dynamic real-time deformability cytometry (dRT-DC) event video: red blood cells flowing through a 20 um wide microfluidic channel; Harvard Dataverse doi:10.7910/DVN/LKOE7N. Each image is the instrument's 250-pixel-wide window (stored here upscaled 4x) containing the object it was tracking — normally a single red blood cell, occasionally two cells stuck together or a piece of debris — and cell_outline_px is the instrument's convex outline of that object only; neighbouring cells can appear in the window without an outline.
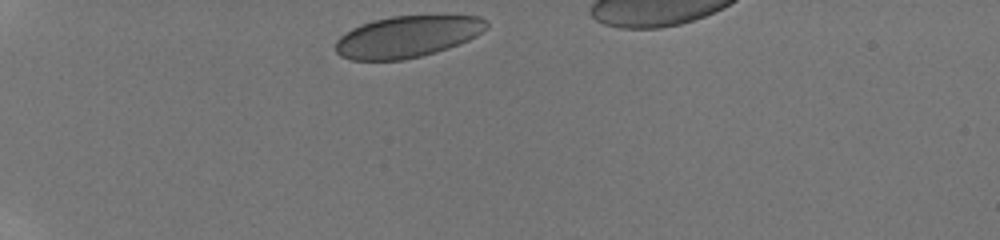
{"species": "human", "species_latin": "Homo sapiens", "temperature_condition": "room temperature", "stored_images_in_passage": 26, "camera_frame_rate_fps": 3000, "um_per_image_px": 0.085, "donor": {"sex": "male"}, "frame": {"image": 1, "passage_image": 1, "time_ms": 0.0, "image_size_px": [1000, 240], "cell_outline_px": [[488, 28], [476, 36], [468, 40], [448, 48], [420, 56], [404, 60], [352, 60], [340, 56], [336, 52], [336, 40], [344, 32], [360, 24], [372, 20], [392, 16], [480, 16], [488, 20]], "centroid_in_image_um": [34.61, 3.11], "position_along_channel_um": 50.4, "area_um2": 36.65}}
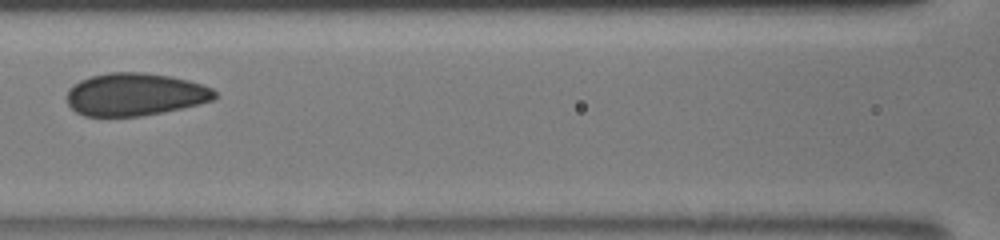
{"frame": {"image": 2, "passage_image": 9, "time_ms": 3.667, "image_size_px": [1000, 240], "cell_outline_px": [[216, 96], [212, 100], [200, 104], [164, 112], [140, 116], [84, 116], [76, 112], [68, 104], [68, 88], [72, 84], [80, 80], [92, 76], [108, 72], [144, 72], [172, 76], [188, 80], [212, 88], [216, 92]], "centroid_in_image_um": [11.47, 8.02], "position_along_channel_um": 155.1, "area_um2": 36.88}}
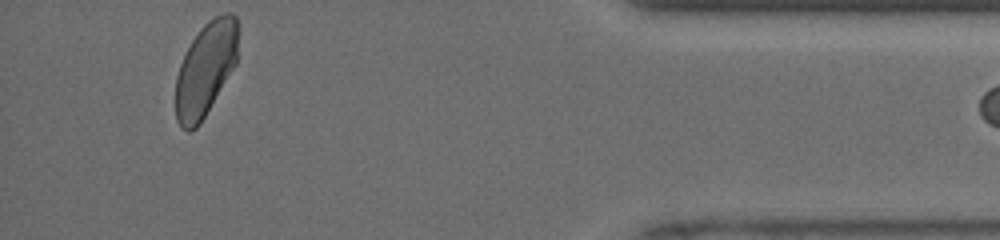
{"frame": {"image": 3, "passage_image": 25, "time_ms": 11.0, "image_size_px": [1000, 240], "cell_outline_px": [[236, 64], [200, 124], [196, 128], [188, 132], [180, 128], [176, 120], [176, 76], [180, 64], [192, 40], [200, 28], [208, 20], [224, 12], [232, 12], [236, 16]], "centroid_in_image_um": [17.45, 5.91], "position_along_channel_um": 417.8, "area_um2": 33.87}, "authors_computed_cell_mechanics": {"area_um2": 36.8475, "velocity_mm_per_s": 4.1252, "shape_relaxation_time_tau1_ms": 5.6986, "shape_relaxation_time_tau2_ms": 0.7219, "deformation_change_tau1": 0.0816, "deformation_change_tau2": 0.0306}}